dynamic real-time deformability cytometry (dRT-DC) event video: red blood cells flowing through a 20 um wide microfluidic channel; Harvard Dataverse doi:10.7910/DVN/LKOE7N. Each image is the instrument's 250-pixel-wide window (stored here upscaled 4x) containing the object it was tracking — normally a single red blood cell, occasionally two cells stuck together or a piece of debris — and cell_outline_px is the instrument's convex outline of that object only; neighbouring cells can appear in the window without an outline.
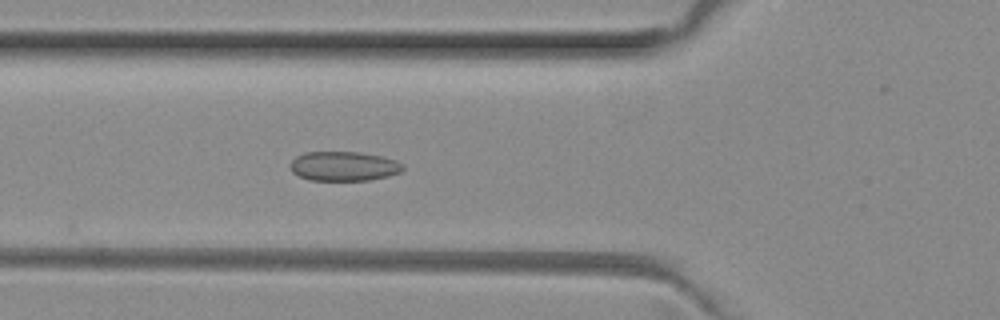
{"species": "common noctule bat (a hibernating species)", "species_latin": "Nyctalus noctula", "temperature_condition": "room temperature", "stored_images_in_passage": 6, "camera_frame_rate_fps": 3000, "um_per_image_px": 0.085, "animal": {"sex": "female", "body_mass_g": 29.2, "forearm_length_mm": 56.3}, "frame": {"image": 1, "passage_image": 6, "time_ms": 1.667, "image_size_px": [1000, 320], "cell_outline_px": [[404, 168], [400, 172], [388, 176], [368, 180], [308, 180], [292, 172], [288, 164], [296, 156], [304, 152], [360, 152], [380, 156], [396, 160], [404, 164]], "centroid_in_image_um": [29.2, 14.12], "position_along_channel_um": 96.6, "area_um2": 19.42}}